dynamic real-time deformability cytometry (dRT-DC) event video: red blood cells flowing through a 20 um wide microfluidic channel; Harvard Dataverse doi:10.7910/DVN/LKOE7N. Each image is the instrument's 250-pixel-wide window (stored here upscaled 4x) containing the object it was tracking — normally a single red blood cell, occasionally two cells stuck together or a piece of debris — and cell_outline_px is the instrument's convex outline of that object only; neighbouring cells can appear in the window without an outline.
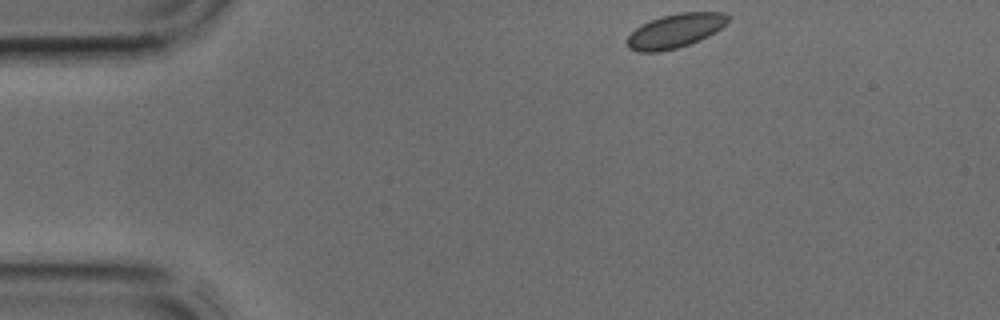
{"species": "common noctule bat (a hibernating species)", "species_latin": "Nyctalus noctula", "temperature_condition": "cold", "stored_images_in_passage": 1, "camera_frame_rate_fps": 3000, "um_per_image_px": 0.085, "animal": {"sex": "male", "body_mass_g": 17.9, "forearm_length_mm": 54.2}, "frame": {"image": 1, "passage_image": 1, "time_ms": 0.0, "image_size_px": [1000, 320], "cell_outline_px": [[728, 20], [720, 28], [708, 36], [700, 40], [676, 48], [660, 52], [640, 52], [628, 48], [624, 40], [636, 28], [660, 16], [680, 12], [724, 12], [728, 16]], "centroid_in_image_um": [57.35, 2.63], "position_along_channel_um": 27.6, "area_um2": 19.88}}